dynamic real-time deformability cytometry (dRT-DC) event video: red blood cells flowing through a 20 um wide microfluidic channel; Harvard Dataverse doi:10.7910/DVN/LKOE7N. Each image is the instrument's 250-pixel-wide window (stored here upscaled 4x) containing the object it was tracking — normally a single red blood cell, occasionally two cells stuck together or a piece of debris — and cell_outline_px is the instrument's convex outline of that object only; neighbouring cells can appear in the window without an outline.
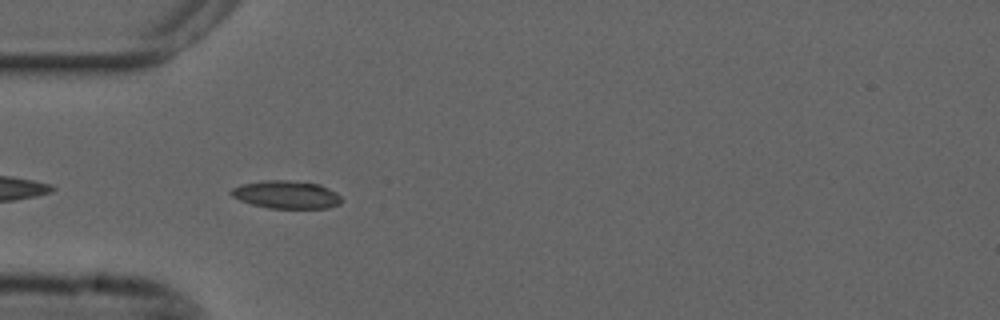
{"species": "common noctule bat (a hibernating species)", "species_latin": "Nyctalus noctula", "temperature_condition": "cold", "stored_images_in_passage": 37, "camera_frame_rate_fps": 3000, "um_per_image_px": 0.085, "animal": {"sex": "male", "forearm_length_mm": 52.5}, "frame": {"image": 1, "passage_image": 3, "time_ms": 0.667, "image_size_px": [1000, 320], "cell_outline_px": [[344, 200], [340, 204], [328, 208], [268, 208], [252, 204], [240, 200], [232, 196], [228, 192], [232, 188], [240, 184], [264, 180], [288, 180], [320, 184], [336, 192]], "centroid_in_image_um": [24.34, 16.54], "position_along_channel_um": 60.7, "area_um2": 18.09}}
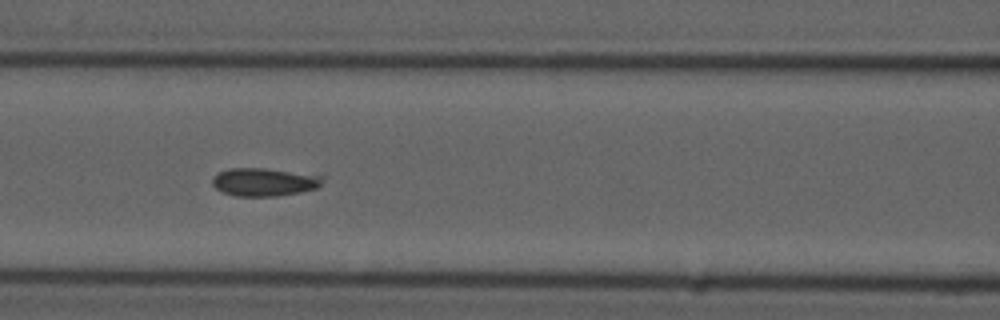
{"frame": {"image": 2, "passage_image": 10, "time_ms": 3.0, "image_size_px": [1000, 320], "cell_outline_px": [[328, 176], [316, 188], [300, 192], [276, 196], [236, 196], [224, 192], [216, 188], [212, 184], [212, 176], [228, 168], [264, 168]], "centroid_in_image_um": [22.47, 15.46], "position_along_channel_um": 144.1, "area_um2": 18.09}}
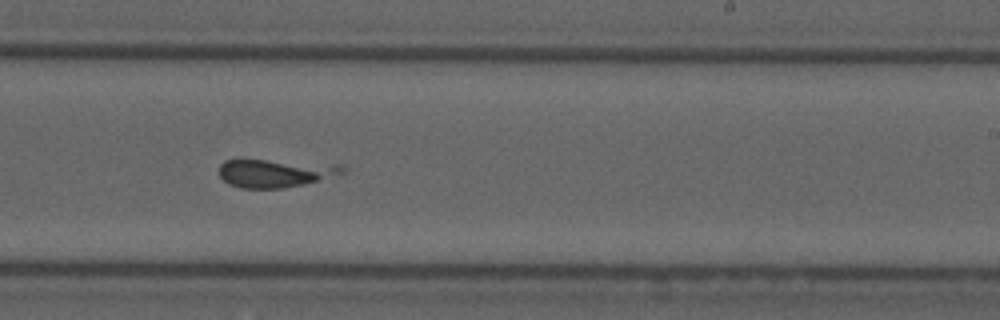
{"frame": {"image": 3, "passage_image": 20, "time_ms": 6.333, "image_size_px": [1000, 320], "cell_outline_px": [[348, 168], [344, 172], [304, 184], [284, 188], [240, 188], [228, 184], [220, 176], [220, 164], [224, 160], [240, 156], [336, 164]], "centroid_in_image_um": [23.3, 14.65], "position_along_channel_um": 265.7, "area_um2": 21.21}}